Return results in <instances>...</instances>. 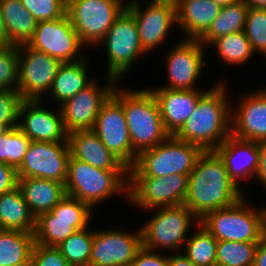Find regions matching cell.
<instances>
[{"mask_svg": "<svg viewBox=\"0 0 266 266\" xmlns=\"http://www.w3.org/2000/svg\"><path fill=\"white\" fill-rule=\"evenodd\" d=\"M244 194L229 178L226 167L214 150L203 151L189 174L184 205L201 220L208 212L230 207Z\"/></svg>", "mask_w": 266, "mask_h": 266, "instance_id": "6da1fadb", "label": "cell"}, {"mask_svg": "<svg viewBox=\"0 0 266 266\" xmlns=\"http://www.w3.org/2000/svg\"><path fill=\"white\" fill-rule=\"evenodd\" d=\"M217 84L199 98L195 110L173 135L203 151L215 150L231 135V113L226 90Z\"/></svg>", "mask_w": 266, "mask_h": 266, "instance_id": "7a4b0ae2", "label": "cell"}, {"mask_svg": "<svg viewBox=\"0 0 266 266\" xmlns=\"http://www.w3.org/2000/svg\"><path fill=\"white\" fill-rule=\"evenodd\" d=\"M112 94L122 103L134 152L154 148L170 134L165 130L158 102L150 89L122 90Z\"/></svg>", "mask_w": 266, "mask_h": 266, "instance_id": "3957f363", "label": "cell"}, {"mask_svg": "<svg viewBox=\"0 0 266 266\" xmlns=\"http://www.w3.org/2000/svg\"><path fill=\"white\" fill-rule=\"evenodd\" d=\"M123 175L128 177L129 170H104L70 156L65 192L91 208L117 193L128 198L129 180Z\"/></svg>", "mask_w": 266, "mask_h": 266, "instance_id": "277c9868", "label": "cell"}, {"mask_svg": "<svg viewBox=\"0 0 266 266\" xmlns=\"http://www.w3.org/2000/svg\"><path fill=\"white\" fill-rule=\"evenodd\" d=\"M244 196L234 205L208 212L202 224L217 241L259 242L266 233V208H248Z\"/></svg>", "mask_w": 266, "mask_h": 266, "instance_id": "5b68a950", "label": "cell"}, {"mask_svg": "<svg viewBox=\"0 0 266 266\" xmlns=\"http://www.w3.org/2000/svg\"><path fill=\"white\" fill-rule=\"evenodd\" d=\"M203 150L170 135L154 148L141 152L128 176L163 177L173 174L189 175Z\"/></svg>", "mask_w": 266, "mask_h": 266, "instance_id": "8992f818", "label": "cell"}, {"mask_svg": "<svg viewBox=\"0 0 266 266\" xmlns=\"http://www.w3.org/2000/svg\"><path fill=\"white\" fill-rule=\"evenodd\" d=\"M90 211L87 203L66 194L51 211L36 218L35 243L57 246L76 231L89 226Z\"/></svg>", "mask_w": 266, "mask_h": 266, "instance_id": "52a82bcc", "label": "cell"}, {"mask_svg": "<svg viewBox=\"0 0 266 266\" xmlns=\"http://www.w3.org/2000/svg\"><path fill=\"white\" fill-rule=\"evenodd\" d=\"M123 4L122 0H67L66 14L85 46L98 45L126 8Z\"/></svg>", "mask_w": 266, "mask_h": 266, "instance_id": "ba28073f", "label": "cell"}, {"mask_svg": "<svg viewBox=\"0 0 266 266\" xmlns=\"http://www.w3.org/2000/svg\"><path fill=\"white\" fill-rule=\"evenodd\" d=\"M106 45L107 76L118 81L123 78L143 50L133 14L125 8L100 41Z\"/></svg>", "mask_w": 266, "mask_h": 266, "instance_id": "9c48e42d", "label": "cell"}, {"mask_svg": "<svg viewBox=\"0 0 266 266\" xmlns=\"http://www.w3.org/2000/svg\"><path fill=\"white\" fill-rule=\"evenodd\" d=\"M193 219L196 220L197 225L200 223V220L184 204L160 207L155 215L140 228L142 247L150 251H155L162 246L172 250L181 248L189 238L186 235Z\"/></svg>", "mask_w": 266, "mask_h": 266, "instance_id": "30bf717a", "label": "cell"}, {"mask_svg": "<svg viewBox=\"0 0 266 266\" xmlns=\"http://www.w3.org/2000/svg\"><path fill=\"white\" fill-rule=\"evenodd\" d=\"M128 200L142 209L182 205L188 190L189 175L163 177L128 176Z\"/></svg>", "mask_w": 266, "mask_h": 266, "instance_id": "8fae6325", "label": "cell"}, {"mask_svg": "<svg viewBox=\"0 0 266 266\" xmlns=\"http://www.w3.org/2000/svg\"><path fill=\"white\" fill-rule=\"evenodd\" d=\"M105 147L128 169L136 162L122 103L111 94L102 104L92 129Z\"/></svg>", "mask_w": 266, "mask_h": 266, "instance_id": "7c38bea8", "label": "cell"}, {"mask_svg": "<svg viewBox=\"0 0 266 266\" xmlns=\"http://www.w3.org/2000/svg\"><path fill=\"white\" fill-rule=\"evenodd\" d=\"M62 62L27 44L18 45V91L24 100H41L49 92Z\"/></svg>", "mask_w": 266, "mask_h": 266, "instance_id": "4fadbf2b", "label": "cell"}, {"mask_svg": "<svg viewBox=\"0 0 266 266\" xmlns=\"http://www.w3.org/2000/svg\"><path fill=\"white\" fill-rule=\"evenodd\" d=\"M70 156L68 142L31 141L17 170L18 178H42L65 185Z\"/></svg>", "mask_w": 266, "mask_h": 266, "instance_id": "5bb4252c", "label": "cell"}, {"mask_svg": "<svg viewBox=\"0 0 266 266\" xmlns=\"http://www.w3.org/2000/svg\"><path fill=\"white\" fill-rule=\"evenodd\" d=\"M27 45L62 63L75 62L85 58V55L82 56V54L78 57L81 47L85 45L73 29L67 14L55 20L39 21L34 35Z\"/></svg>", "mask_w": 266, "mask_h": 266, "instance_id": "9a60e30c", "label": "cell"}, {"mask_svg": "<svg viewBox=\"0 0 266 266\" xmlns=\"http://www.w3.org/2000/svg\"><path fill=\"white\" fill-rule=\"evenodd\" d=\"M108 83L99 86L91 82L75 96L60 105L65 130L68 134L79 130H91L100 112L102 104L112 94L116 80L107 77ZM101 87V88H100Z\"/></svg>", "mask_w": 266, "mask_h": 266, "instance_id": "2e32d148", "label": "cell"}, {"mask_svg": "<svg viewBox=\"0 0 266 266\" xmlns=\"http://www.w3.org/2000/svg\"><path fill=\"white\" fill-rule=\"evenodd\" d=\"M142 248V232L120 230L93 231L89 266H130Z\"/></svg>", "mask_w": 266, "mask_h": 266, "instance_id": "e0dca14e", "label": "cell"}, {"mask_svg": "<svg viewBox=\"0 0 266 266\" xmlns=\"http://www.w3.org/2000/svg\"><path fill=\"white\" fill-rule=\"evenodd\" d=\"M205 46L194 39L184 38L167 55V66L169 84L167 87L171 90H194L196 80L202 72L204 62Z\"/></svg>", "mask_w": 266, "mask_h": 266, "instance_id": "ac0fdd59", "label": "cell"}, {"mask_svg": "<svg viewBox=\"0 0 266 266\" xmlns=\"http://www.w3.org/2000/svg\"><path fill=\"white\" fill-rule=\"evenodd\" d=\"M139 2V0H130L126 8L135 18L141 46L147 52L163 43L168 31L176 23V7L149 2L143 10Z\"/></svg>", "mask_w": 266, "mask_h": 266, "instance_id": "d6986e66", "label": "cell"}, {"mask_svg": "<svg viewBox=\"0 0 266 266\" xmlns=\"http://www.w3.org/2000/svg\"><path fill=\"white\" fill-rule=\"evenodd\" d=\"M41 100H24L20 106L18 128L31 140L68 142L60 108L57 112L39 107ZM56 113V114H55Z\"/></svg>", "mask_w": 266, "mask_h": 266, "instance_id": "ffe728a7", "label": "cell"}, {"mask_svg": "<svg viewBox=\"0 0 266 266\" xmlns=\"http://www.w3.org/2000/svg\"><path fill=\"white\" fill-rule=\"evenodd\" d=\"M238 108L231 110V135L235 138L266 141V88L244 95Z\"/></svg>", "mask_w": 266, "mask_h": 266, "instance_id": "44dd1931", "label": "cell"}, {"mask_svg": "<svg viewBox=\"0 0 266 266\" xmlns=\"http://www.w3.org/2000/svg\"><path fill=\"white\" fill-rule=\"evenodd\" d=\"M214 151L222 159L229 178L237 187L240 188L238 184L241 180L256 176L260 158L259 142L241 140L230 135Z\"/></svg>", "mask_w": 266, "mask_h": 266, "instance_id": "7402d4cb", "label": "cell"}, {"mask_svg": "<svg viewBox=\"0 0 266 266\" xmlns=\"http://www.w3.org/2000/svg\"><path fill=\"white\" fill-rule=\"evenodd\" d=\"M150 90L158 102L164 128L170 135H174L188 120L205 93L198 89L171 90L163 87Z\"/></svg>", "mask_w": 266, "mask_h": 266, "instance_id": "603a6c76", "label": "cell"}, {"mask_svg": "<svg viewBox=\"0 0 266 266\" xmlns=\"http://www.w3.org/2000/svg\"><path fill=\"white\" fill-rule=\"evenodd\" d=\"M71 156L104 170H129L101 142L91 130H79L68 134Z\"/></svg>", "mask_w": 266, "mask_h": 266, "instance_id": "cb8c5ba5", "label": "cell"}, {"mask_svg": "<svg viewBox=\"0 0 266 266\" xmlns=\"http://www.w3.org/2000/svg\"><path fill=\"white\" fill-rule=\"evenodd\" d=\"M220 10L221 6L213 0H181L176 6V24L189 39L199 40Z\"/></svg>", "mask_w": 266, "mask_h": 266, "instance_id": "d4e9b609", "label": "cell"}, {"mask_svg": "<svg viewBox=\"0 0 266 266\" xmlns=\"http://www.w3.org/2000/svg\"><path fill=\"white\" fill-rule=\"evenodd\" d=\"M18 187L35 218L51 211L66 195L63 183L48 179L18 178Z\"/></svg>", "mask_w": 266, "mask_h": 266, "instance_id": "484cf974", "label": "cell"}, {"mask_svg": "<svg viewBox=\"0 0 266 266\" xmlns=\"http://www.w3.org/2000/svg\"><path fill=\"white\" fill-rule=\"evenodd\" d=\"M35 227L36 218L18 186L0 195V230L34 232Z\"/></svg>", "mask_w": 266, "mask_h": 266, "instance_id": "4316f807", "label": "cell"}, {"mask_svg": "<svg viewBox=\"0 0 266 266\" xmlns=\"http://www.w3.org/2000/svg\"><path fill=\"white\" fill-rule=\"evenodd\" d=\"M87 63L85 57L75 62H64L60 65L50 88L52 97L57 103L62 105L92 82L87 77Z\"/></svg>", "mask_w": 266, "mask_h": 266, "instance_id": "83f0119b", "label": "cell"}, {"mask_svg": "<svg viewBox=\"0 0 266 266\" xmlns=\"http://www.w3.org/2000/svg\"><path fill=\"white\" fill-rule=\"evenodd\" d=\"M0 11L10 41L17 46L27 44L33 37L38 22L21 0H0Z\"/></svg>", "mask_w": 266, "mask_h": 266, "instance_id": "f1b7e54d", "label": "cell"}, {"mask_svg": "<svg viewBox=\"0 0 266 266\" xmlns=\"http://www.w3.org/2000/svg\"><path fill=\"white\" fill-rule=\"evenodd\" d=\"M34 232L0 230V266H30Z\"/></svg>", "mask_w": 266, "mask_h": 266, "instance_id": "f546056e", "label": "cell"}, {"mask_svg": "<svg viewBox=\"0 0 266 266\" xmlns=\"http://www.w3.org/2000/svg\"><path fill=\"white\" fill-rule=\"evenodd\" d=\"M249 6L242 0L221 10L209 30L199 39L206 46L213 40L244 30Z\"/></svg>", "mask_w": 266, "mask_h": 266, "instance_id": "4dcf8cb0", "label": "cell"}, {"mask_svg": "<svg viewBox=\"0 0 266 266\" xmlns=\"http://www.w3.org/2000/svg\"><path fill=\"white\" fill-rule=\"evenodd\" d=\"M198 229L185 242L184 255L196 266H216L218 241L202 224H198Z\"/></svg>", "mask_w": 266, "mask_h": 266, "instance_id": "1f68e13d", "label": "cell"}, {"mask_svg": "<svg viewBox=\"0 0 266 266\" xmlns=\"http://www.w3.org/2000/svg\"><path fill=\"white\" fill-rule=\"evenodd\" d=\"M210 44L216 47L219 57L228 64L242 65L254 54L244 31L225 35Z\"/></svg>", "mask_w": 266, "mask_h": 266, "instance_id": "d6a6232c", "label": "cell"}, {"mask_svg": "<svg viewBox=\"0 0 266 266\" xmlns=\"http://www.w3.org/2000/svg\"><path fill=\"white\" fill-rule=\"evenodd\" d=\"M258 242L218 241L216 266H252Z\"/></svg>", "mask_w": 266, "mask_h": 266, "instance_id": "836d02e7", "label": "cell"}, {"mask_svg": "<svg viewBox=\"0 0 266 266\" xmlns=\"http://www.w3.org/2000/svg\"><path fill=\"white\" fill-rule=\"evenodd\" d=\"M93 232L85 228L76 231L56 247L71 266H89Z\"/></svg>", "mask_w": 266, "mask_h": 266, "instance_id": "e575fe53", "label": "cell"}, {"mask_svg": "<svg viewBox=\"0 0 266 266\" xmlns=\"http://www.w3.org/2000/svg\"><path fill=\"white\" fill-rule=\"evenodd\" d=\"M31 140L18 128H10L0 136V162L16 170L22 164Z\"/></svg>", "mask_w": 266, "mask_h": 266, "instance_id": "d590c367", "label": "cell"}, {"mask_svg": "<svg viewBox=\"0 0 266 266\" xmlns=\"http://www.w3.org/2000/svg\"><path fill=\"white\" fill-rule=\"evenodd\" d=\"M244 33L253 51H259L266 56V9L248 8Z\"/></svg>", "mask_w": 266, "mask_h": 266, "instance_id": "8d00e7d4", "label": "cell"}, {"mask_svg": "<svg viewBox=\"0 0 266 266\" xmlns=\"http://www.w3.org/2000/svg\"><path fill=\"white\" fill-rule=\"evenodd\" d=\"M18 46L0 48V90H18Z\"/></svg>", "mask_w": 266, "mask_h": 266, "instance_id": "74e56055", "label": "cell"}, {"mask_svg": "<svg viewBox=\"0 0 266 266\" xmlns=\"http://www.w3.org/2000/svg\"><path fill=\"white\" fill-rule=\"evenodd\" d=\"M21 3L37 22L66 15L67 0H21Z\"/></svg>", "mask_w": 266, "mask_h": 266, "instance_id": "f35d334b", "label": "cell"}, {"mask_svg": "<svg viewBox=\"0 0 266 266\" xmlns=\"http://www.w3.org/2000/svg\"><path fill=\"white\" fill-rule=\"evenodd\" d=\"M23 101L18 90H0V127H18L19 110Z\"/></svg>", "mask_w": 266, "mask_h": 266, "instance_id": "ab89813d", "label": "cell"}, {"mask_svg": "<svg viewBox=\"0 0 266 266\" xmlns=\"http://www.w3.org/2000/svg\"><path fill=\"white\" fill-rule=\"evenodd\" d=\"M30 266H71L56 246L34 243Z\"/></svg>", "mask_w": 266, "mask_h": 266, "instance_id": "60d3db41", "label": "cell"}, {"mask_svg": "<svg viewBox=\"0 0 266 266\" xmlns=\"http://www.w3.org/2000/svg\"><path fill=\"white\" fill-rule=\"evenodd\" d=\"M130 266H168V255L164 256L142 247Z\"/></svg>", "mask_w": 266, "mask_h": 266, "instance_id": "b9f144b4", "label": "cell"}, {"mask_svg": "<svg viewBox=\"0 0 266 266\" xmlns=\"http://www.w3.org/2000/svg\"><path fill=\"white\" fill-rule=\"evenodd\" d=\"M17 186V170L3 162H0V195L15 189Z\"/></svg>", "mask_w": 266, "mask_h": 266, "instance_id": "7bdbcfd3", "label": "cell"}, {"mask_svg": "<svg viewBox=\"0 0 266 266\" xmlns=\"http://www.w3.org/2000/svg\"><path fill=\"white\" fill-rule=\"evenodd\" d=\"M259 151L260 158L256 178H259L266 188V141L259 142Z\"/></svg>", "mask_w": 266, "mask_h": 266, "instance_id": "ee69618b", "label": "cell"}, {"mask_svg": "<svg viewBox=\"0 0 266 266\" xmlns=\"http://www.w3.org/2000/svg\"><path fill=\"white\" fill-rule=\"evenodd\" d=\"M252 266H266V233L258 242Z\"/></svg>", "mask_w": 266, "mask_h": 266, "instance_id": "f6af8a7d", "label": "cell"}, {"mask_svg": "<svg viewBox=\"0 0 266 266\" xmlns=\"http://www.w3.org/2000/svg\"><path fill=\"white\" fill-rule=\"evenodd\" d=\"M168 266H196L185 255H172L168 256Z\"/></svg>", "mask_w": 266, "mask_h": 266, "instance_id": "bcb514c9", "label": "cell"}, {"mask_svg": "<svg viewBox=\"0 0 266 266\" xmlns=\"http://www.w3.org/2000/svg\"><path fill=\"white\" fill-rule=\"evenodd\" d=\"M11 45H14V44L10 41L8 37L6 26L2 18L1 11H0V48L9 47Z\"/></svg>", "mask_w": 266, "mask_h": 266, "instance_id": "7dc6e473", "label": "cell"}, {"mask_svg": "<svg viewBox=\"0 0 266 266\" xmlns=\"http://www.w3.org/2000/svg\"><path fill=\"white\" fill-rule=\"evenodd\" d=\"M249 7L266 9V0H242Z\"/></svg>", "mask_w": 266, "mask_h": 266, "instance_id": "c3c4849f", "label": "cell"}, {"mask_svg": "<svg viewBox=\"0 0 266 266\" xmlns=\"http://www.w3.org/2000/svg\"><path fill=\"white\" fill-rule=\"evenodd\" d=\"M181 0H151V2L154 3H165V4H170L173 6H177Z\"/></svg>", "mask_w": 266, "mask_h": 266, "instance_id": "681fc988", "label": "cell"}, {"mask_svg": "<svg viewBox=\"0 0 266 266\" xmlns=\"http://www.w3.org/2000/svg\"><path fill=\"white\" fill-rule=\"evenodd\" d=\"M213 1L222 7V6H227L233 3H237L241 0H213Z\"/></svg>", "mask_w": 266, "mask_h": 266, "instance_id": "f907efd6", "label": "cell"}, {"mask_svg": "<svg viewBox=\"0 0 266 266\" xmlns=\"http://www.w3.org/2000/svg\"><path fill=\"white\" fill-rule=\"evenodd\" d=\"M9 129L10 127H0V136L6 133Z\"/></svg>", "mask_w": 266, "mask_h": 266, "instance_id": "816d5d0a", "label": "cell"}]
</instances>
